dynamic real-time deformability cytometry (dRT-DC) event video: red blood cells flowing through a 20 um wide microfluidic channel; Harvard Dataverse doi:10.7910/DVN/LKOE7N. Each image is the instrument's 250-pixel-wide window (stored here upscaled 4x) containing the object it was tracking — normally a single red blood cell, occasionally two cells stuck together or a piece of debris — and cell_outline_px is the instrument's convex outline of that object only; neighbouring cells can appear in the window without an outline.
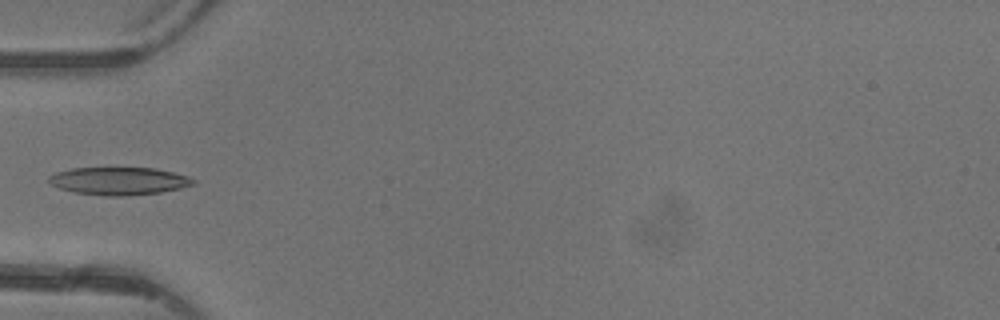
{"species": "common noctule bat (a hibernating species)", "species_latin": "Nyctalus noctula", "temperature_condition": "warm", "stored_images_in_passage": 5, "camera_frame_rate_fps": 3000, "um_per_image_px": 0.085, "animal": {"sex": "female"}, "frame": {"image": 1, "passage_image": 5, "time_ms": 4.667, "image_size_px": [1000, 320], "cell_outline_px": [[196, 184], [180, 188], [160, 192], [128, 196], [104, 196], [72, 192], [60, 188], [52, 184], [48, 180], [48, 176], [56, 172], [72, 168], [156, 168], [188, 176], [196, 180]], "centroid_in_image_um": [10.11, 15.39], "position_along_channel_um": 74.9, "area_um2": 23.41}}